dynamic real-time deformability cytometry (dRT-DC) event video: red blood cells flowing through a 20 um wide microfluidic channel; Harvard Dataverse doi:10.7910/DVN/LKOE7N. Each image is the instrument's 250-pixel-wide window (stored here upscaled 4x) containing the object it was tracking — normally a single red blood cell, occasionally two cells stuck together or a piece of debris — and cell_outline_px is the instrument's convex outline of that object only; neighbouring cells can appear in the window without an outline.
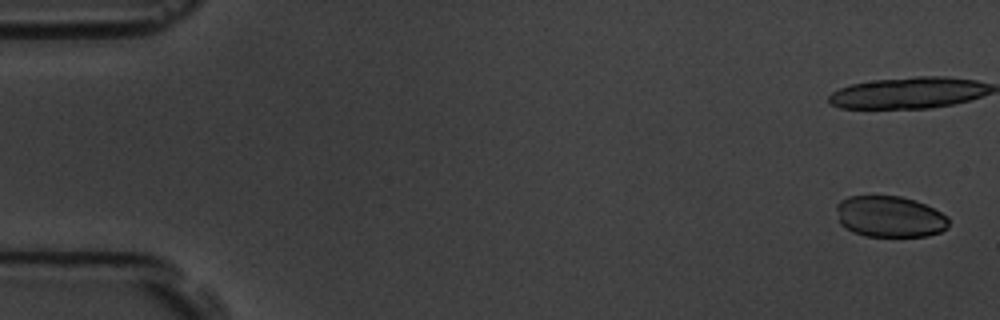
{"species": "common noctule bat (a hibernating species)", "species_latin": "Nyctalus noctula", "temperature_condition": "room temperature", "stored_images_in_passage": 6, "camera_frame_rate_fps": 3000, "um_per_image_px": 0.085, "animal": {"sex": "male", "body_mass_g": 19.5, "forearm_length_mm": 54.6}, "frame": {"image": 1, "passage_image": 1, "time_ms": 0.0, "image_size_px": [1000, 320], "cell_outline_px": [[948, 228], [940, 232], [928, 236], [864, 236], [852, 232], [840, 224], [836, 208], [836, 204], [840, 200], [848, 196], [900, 196], [916, 200], [948, 216]], "centroid_in_image_um": [75.61, 18.41], "position_along_channel_um": 9.4, "area_um2": 27.11}}